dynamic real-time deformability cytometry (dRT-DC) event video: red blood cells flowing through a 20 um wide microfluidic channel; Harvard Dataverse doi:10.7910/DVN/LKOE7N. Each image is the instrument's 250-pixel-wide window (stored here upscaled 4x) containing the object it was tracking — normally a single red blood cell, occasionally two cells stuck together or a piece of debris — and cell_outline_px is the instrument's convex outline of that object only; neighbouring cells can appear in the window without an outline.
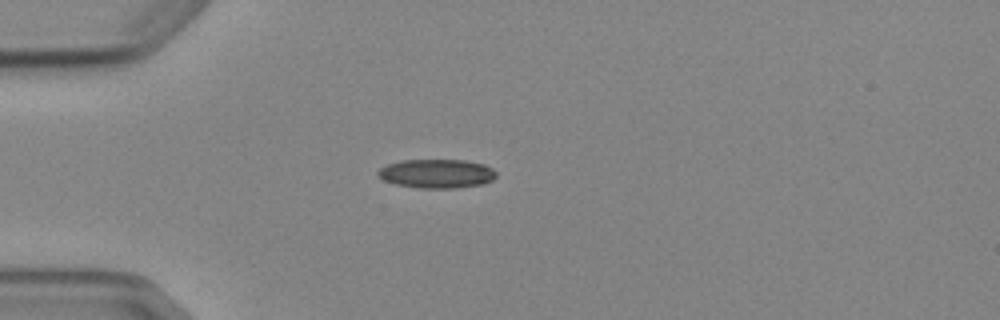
{"species": "Egyptian fruit bat (a non-hibernating species)", "species_latin": "Rousettus aegyptiacus", "temperature_condition": "cold", "stored_images_in_passage": 1, "camera_frame_rate_fps": 3000, "um_per_image_px": 0.085, "animal": {"sex": "female"}, "frame": {"image": 1, "passage_image": 1, "time_ms": 0.0, "image_size_px": [1000, 320], "cell_outline_px": [[496, 176], [492, 180], [484, 184], [456, 188], [420, 188], [396, 184], [384, 180], [376, 176], [376, 172], [380, 168], [388, 164], [400, 160], [464, 160], [484, 164], [492, 168], [496, 172]], "centroid_in_image_um": [37.11, 14.76], "position_along_channel_um": 47.9, "area_um2": 20.06}}